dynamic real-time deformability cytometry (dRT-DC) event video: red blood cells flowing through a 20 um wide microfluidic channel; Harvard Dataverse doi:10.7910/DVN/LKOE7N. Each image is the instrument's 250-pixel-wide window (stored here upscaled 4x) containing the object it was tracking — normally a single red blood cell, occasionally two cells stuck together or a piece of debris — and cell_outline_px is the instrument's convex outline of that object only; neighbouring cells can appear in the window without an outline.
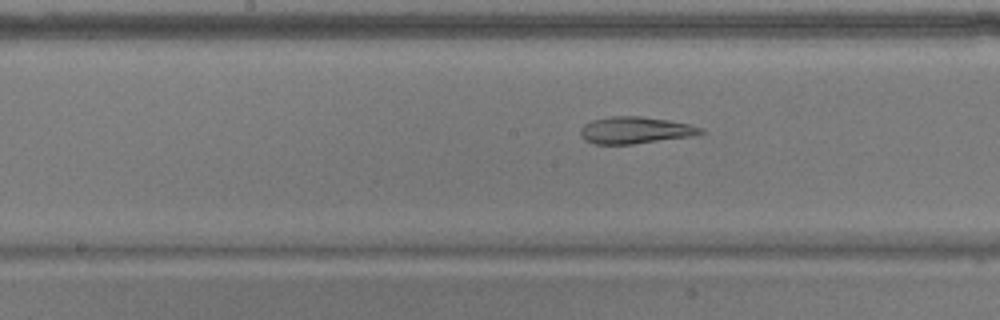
{"species": "common noctule bat (a hibernating species)", "species_latin": "Nyctalus noctula", "temperature_condition": "warm", "stored_images_in_passage": 36, "camera_frame_rate_fps": 3000, "um_per_image_px": 0.085, "animal": {"sex": "male", "body_mass_g": 17.9}, "frame": {"image": 1, "passage_image": 19, "time_ms": 6.0, "image_size_px": [1000, 320], "cell_outline_px": [[704, 132], [692, 136], [632, 144], [596, 144], [584, 140], [580, 136], [580, 128], [584, 124], [592, 120], [612, 116], [640, 116], [668, 120], [688, 124], [704, 128]], "centroid_in_image_um": [53.96, 11.07], "position_along_channel_um": 194.2, "area_um2": 18.79}}
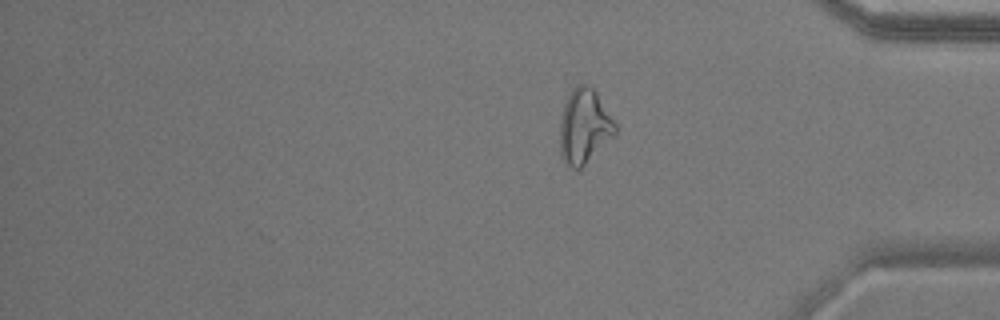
{"frame": {"image": 2, "passage_image": 36, "time_ms": 11.667, "image_size_px": [1000, 320], "cell_outline_px": [[616, 136], [580, 168], [572, 168], [564, 164], [560, 156], [560, 120], [564, 104], [572, 88], [576, 84], [588, 84], [596, 92], [616, 124]], "centroid_in_image_um": [49.65, 10.75], "position_along_channel_um": 385.5, "area_um2": 24.22}, "authors_computed_cell_mechanics": {"area_um2": 19.4208, "velocity_mm_per_s": 3.6838, "shape_relaxation_time_tau1_ms": null, "shape_relaxation_time_tau2_ms": 4.6112, "deformation_change_tau1": null, "deformation_change_tau2": 0.1212}}